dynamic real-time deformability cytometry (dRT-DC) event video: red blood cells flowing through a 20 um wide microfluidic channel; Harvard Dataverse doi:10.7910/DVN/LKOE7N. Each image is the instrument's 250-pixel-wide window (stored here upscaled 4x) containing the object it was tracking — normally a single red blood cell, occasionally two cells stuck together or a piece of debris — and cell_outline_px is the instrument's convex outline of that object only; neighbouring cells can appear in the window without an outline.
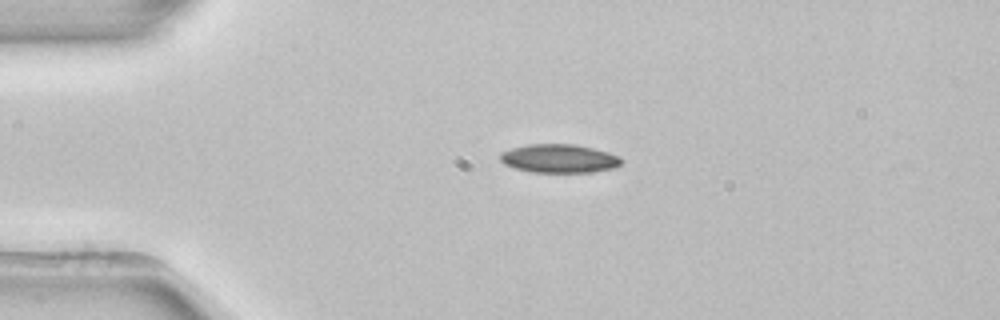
{"species": "common noctule bat (a hibernating species)", "species_latin": "Nyctalus noctula", "temperature_condition": "room temperature", "stored_images_in_passage": 42, "camera_frame_rate_fps": 3000, "um_per_image_px": 0.085, "animal": {"sex": "female", "body_mass_g": 22.7, "forearm_length_mm": 54.2}, "frame": {"image": 1, "passage_image": 1, "time_ms": 0.0, "image_size_px": [1000, 320], "cell_outline_px": [[624, 160], [616, 168], [592, 172], [532, 172], [516, 168], [504, 164], [500, 160], [500, 152], [512, 148], [528, 144], [576, 144], [608, 152], [620, 156]], "centroid_in_image_um": [47.55, 13.47], "position_along_channel_um": 37.4, "area_um2": 20.29}}
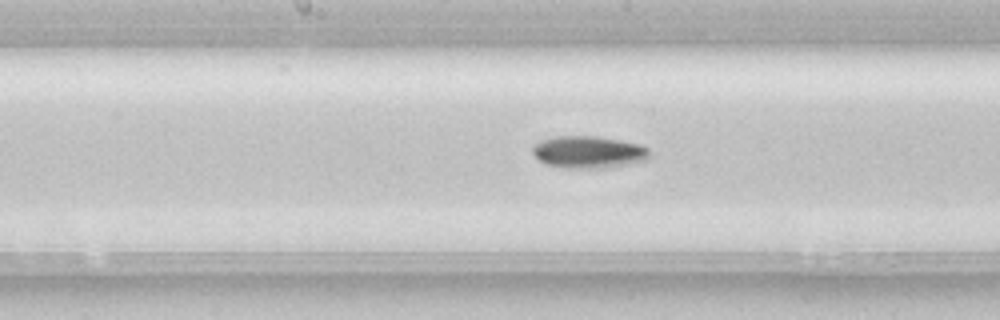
{"frame": {"image": 2, "passage_image": 16, "time_ms": 5.0, "image_size_px": [1000, 320], "cell_outline_px": [[648, 160], [608, 168], [564, 168], [548, 164], [540, 160], [532, 152], [532, 148], [536, 144], [544, 140], [556, 136], [596, 136], [620, 140], [640, 144], [648, 148]], "centroid_in_image_um": [50.06, 12.93], "position_along_channel_um": 198.1, "area_um2": 21.79}}
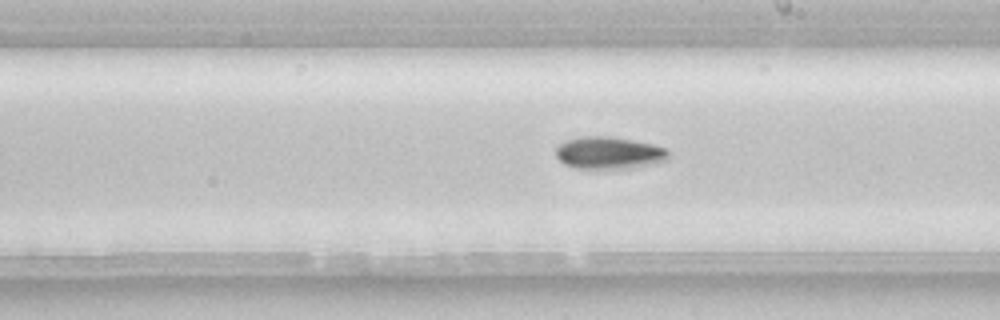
{"frame": {"image": 3, "passage_image": 19, "time_ms": 6.0, "image_size_px": [1000, 320], "cell_outline_px": [[668, 160], [632, 168], [576, 168], [564, 164], [556, 156], [556, 148], [560, 144], [568, 140], [580, 136], [612, 136], [652, 144], [668, 148]], "centroid_in_image_um": [51.77, 12.99], "position_along_channel_um": 237.2, "area_um2": 21.1}, "authors_computed_cell_mechanics": {"area_um2": 20.2011, "velocity_mm_per_s": 3.9207, "shape_relaxation_time_tau1_ms": 2.9666, "shape_relaxation_time_tau2_ms": null, "deformation_change_tau1": 0.09, "deformation_change_tau2": null}}